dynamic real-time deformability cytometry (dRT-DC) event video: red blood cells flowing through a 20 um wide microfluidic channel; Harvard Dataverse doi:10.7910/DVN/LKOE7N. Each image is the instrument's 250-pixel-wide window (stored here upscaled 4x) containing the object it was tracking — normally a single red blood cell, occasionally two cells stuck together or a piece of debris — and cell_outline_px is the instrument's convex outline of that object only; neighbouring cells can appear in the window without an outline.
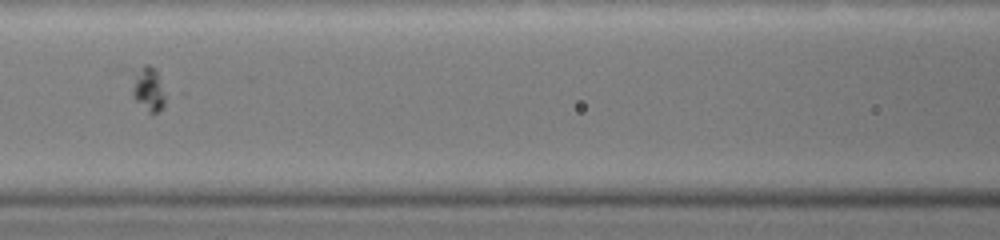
{"species": "common noctule bat (a hibernating species)", "species_latin": "Nyctalus noctula", "temperature_condition": "warm", "stored_images_in_passage": 43, "camera_frame_rate_fps": 3000, "um_per_image_px": 0.085, "animal": {"sex": "female", "body_mass_g": 19.0, "forearm_length_mm": 51.5}, "frame": {"image": 1, "passage_image": 19, "time_ms": 5.667, "image_size_px": [1000, 240], "cell_outline_px": [[164, 104], [156, 112], [148, 112], [132, 96], [120, 64], [148, 64], [156, 68], [164, 96]], "centroid_in_image_um": [12.29, 7.28], "position_along_channel_um": 154.3, "area_um2": 10.17}}